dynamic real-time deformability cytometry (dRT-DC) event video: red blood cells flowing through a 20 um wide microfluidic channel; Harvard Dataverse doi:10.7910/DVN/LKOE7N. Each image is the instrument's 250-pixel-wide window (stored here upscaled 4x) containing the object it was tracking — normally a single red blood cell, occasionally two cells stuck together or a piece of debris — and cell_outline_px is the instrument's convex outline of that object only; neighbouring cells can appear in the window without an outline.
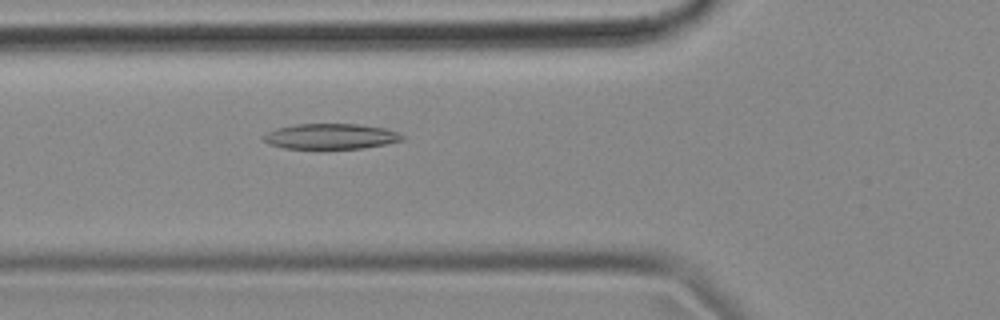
{"species": "common noctule bat (a hibernating species)", "species_latin": "Nyctalus noctula", "temperature_condition": "cold", "stored_images_in_passage": 55, "camera_frame_rate_fps": 3000, "um_per_image_px": 0.085, "animal": {"sex": "female", "body_mass_g": 18.4}, "frame": {"image": 1, "passage_image": 19, "time_ms": 6.0, "image_size_px": [1000, 320], "cell_outline_px": [[408, 136], [404, 140], [364, 148], [284, 148], [268, 144], [260, 140], [260, 136], [276, 128], [296, 124], [356, 124], [384, 128]], "centroid_in_image_um": [28.08, 11.59], "position_along_channel_um": 97.7, "area_um2": 20.63}}
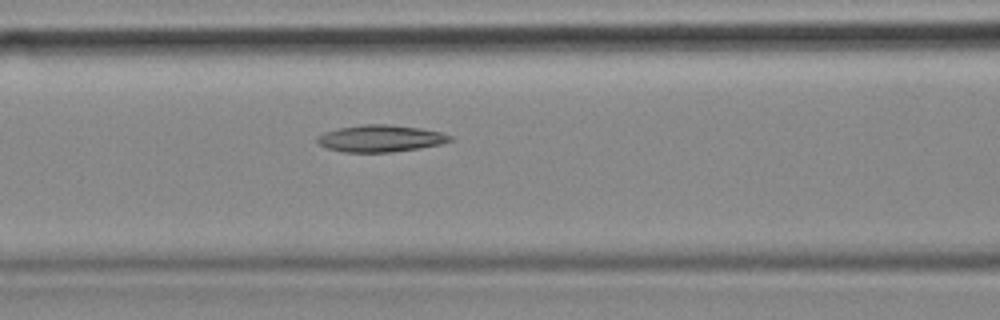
{"frame": {"image": 2, "passage_image": 22, "time_ms": 7.0, "image_size_px": [1000, 320], "cell_outline_px": [[452, 140], [440, 144], [420, 148], [392, 152], [344, 152], [328, 148], [320, 144], [316, 140], [316, 136], [324, 132], [340, 128], [364, 124], [388, 124], [420, 128], [440, 132], [452, 136]], "centroid_in_image_um": [32.33, 11.77], "position_along_channel_um": 134.3, "area_um2": 20.69}}
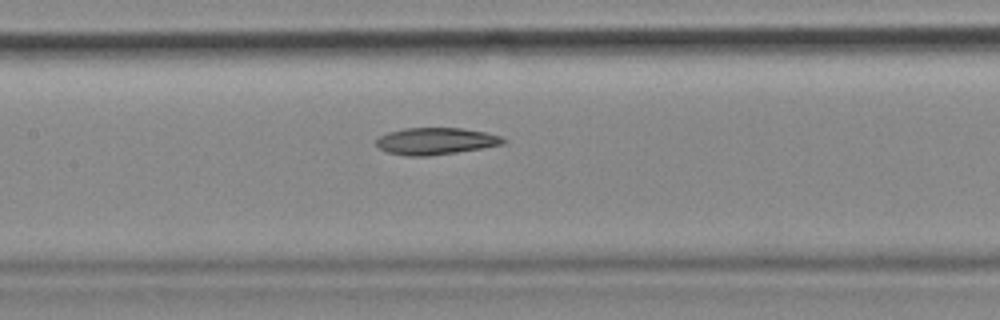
{"frame": {"image": 3, "passage_image": 25, "time_ms": 8.0, "image_size_px": [1000, 320], "cell_outline_px": [[508, 140], [504, 144], [456, 152], [428, 156], [408, 156], [388, 152], [380, 148], [376, 144], [376, 136], [388, 132], [404, 128], [464, 128], [488, 132], [500, 136]], "centroid_in_image_um": [37.04, 11.98], "position_along_channel_um": 170.4, "area_um2": 20.0}}